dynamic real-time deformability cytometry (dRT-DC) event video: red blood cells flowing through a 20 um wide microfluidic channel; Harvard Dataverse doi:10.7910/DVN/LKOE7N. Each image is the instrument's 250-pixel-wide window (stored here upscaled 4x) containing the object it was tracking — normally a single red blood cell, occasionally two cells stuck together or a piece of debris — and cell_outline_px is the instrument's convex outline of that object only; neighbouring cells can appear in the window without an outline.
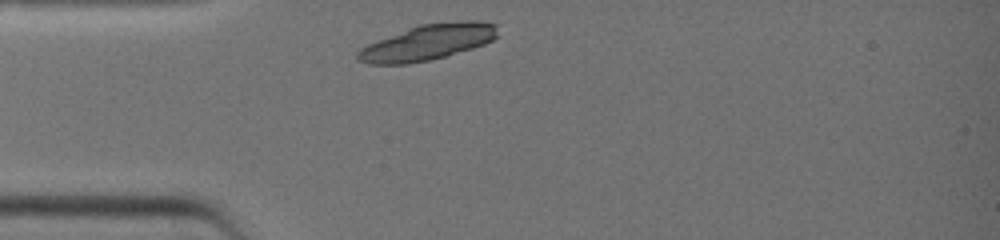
{"species": "common noctule bat (a hibernating species)", "species_latin": "Nyctalus noctula", "temperature_condition": "warm", "stored_images_in_passage": 24, "camera_frame_rate_fps": 3000, "um_per_image_px": 0.085, "animal": {"sex": "female", "body_mass_g": 19.0, "forearm_length_mm": 51.5}, "frame": {"image": 1, "passage_image": 1, "time_ms": 0.0, "image_size_px": [1000, 240], "cell_outline_px": [[500, 36], [484, 44], [472, 48], [444, 56], [428, 60], [408, 64], [368, 64], [356, 60], [356, 52], [360, 48], [368, 44], [408, 28], [420, 24], [460, 20], [476, 20], [496, 24]], "centroid_in_image_um": [36.37, 3.58], "position_along_channel_um": 48.6, "area_um2": 29.19}}
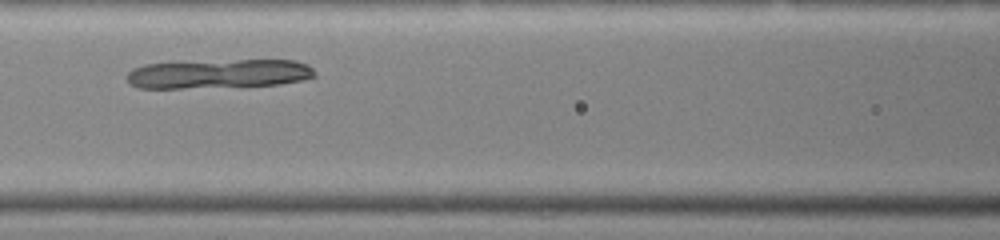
{"frame": {"image": 2, "passage_image": 8, "time_ms": 2.333, "image_size_px": [1000, 240], "cell_outline_px": [[316, 76], [304, 80], [280, 84], [180, 88], [136, 88], [128, 84], [124, 76], [132, 68], [144, 64], [236, 60], [296, 60], [308, 64], [316, 72]], "centroid_in_image_um": [18.56, 6.27], "position_along_channel_um": 148.0, "area_um2": 31.96}}
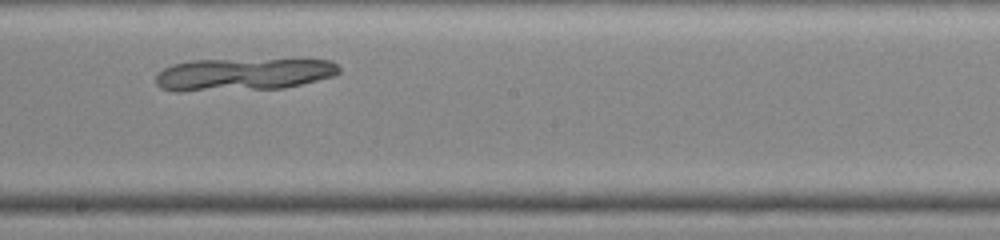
{"frame": {"image": 3, "passage_image": 13, "time_ms": 4.0, "image_size_px": [1000, 240], "cell_outline_px": [[340, 72], [336, 76], [284, 88], [180, 92], [176, 92], [160, 88], [156, 84], [156, 76], [164, 68], [172, 64], [192, 60], [332, 60], [340, 68]], "centroid_in_image_um": [20.65, 6.33], "position_along_channel_um": 227.6, "area_um2": 34.8}}